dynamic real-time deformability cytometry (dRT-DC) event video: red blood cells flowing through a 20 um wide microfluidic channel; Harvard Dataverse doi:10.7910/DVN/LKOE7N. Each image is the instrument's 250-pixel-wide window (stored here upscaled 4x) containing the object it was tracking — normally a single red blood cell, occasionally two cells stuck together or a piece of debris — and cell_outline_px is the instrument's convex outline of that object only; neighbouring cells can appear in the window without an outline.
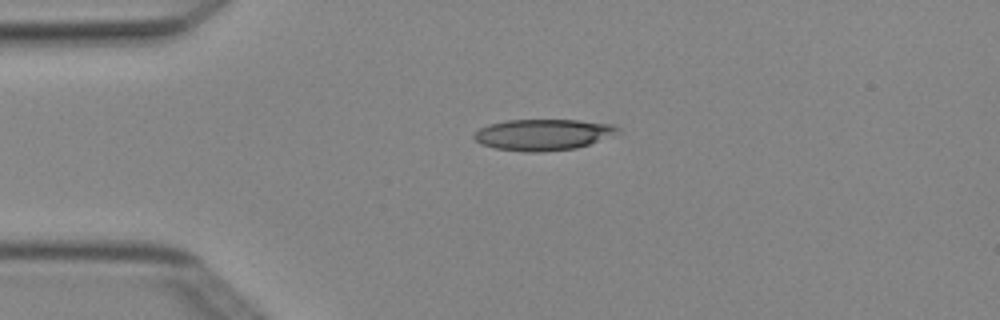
{"species": "Egyptian fruit bat (a non-hibernating species)", "species_latin": "Rousettus aegyptiacus", "temperature_condition": "cold", "stored_images_in_passage": 6, "camera_frame_rate_fps": 3000, "um_per_image_px": 0.085, "animal": {"sex": "female"}, "frame": {"image": 1, "passage_image": 1, "time_ms": 0.0, "image_size_px": [1000, 320], "cell_outline_px": [[620, 128], [588, 144], [576, 148], [540, 152], [524, 152], [496, 148], [480, 144], [472, 136], [480, 128], [488, 124], [508, 120], [580, 120], [616, 124]], "centroid_in_image_um": [46.07, 11.43], "position_along_channel_um": 38.9, "area_um2": 25.66}}
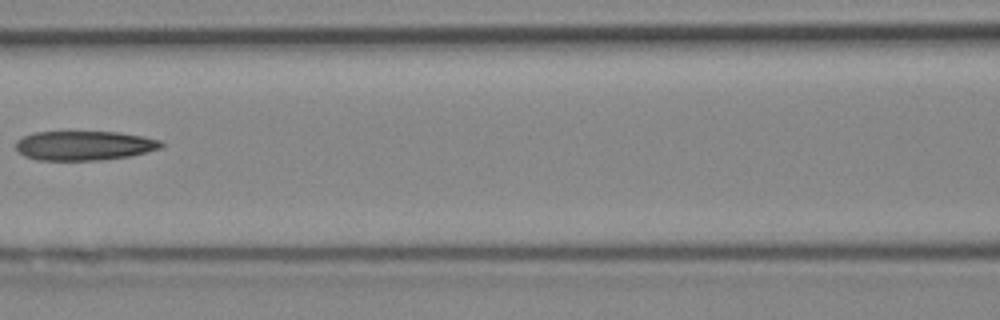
{"frame": {"image": 2, "passage_image": 4, "time_ms": 1.0, "image_size_px": [1000, 320], "cell_outline_px": [[164, 144], [160, 148], [148, 152], [132, 156], [100, 160], [36, 160], [24, 156], [16, 148], [16, 140], [32, 132], [120, 132], [144, 136], [160, 140]], "centroid_in_image_um": [7.18, 12.37], "position_along_channel_um": 159.4, "area_um2": 25.09}}
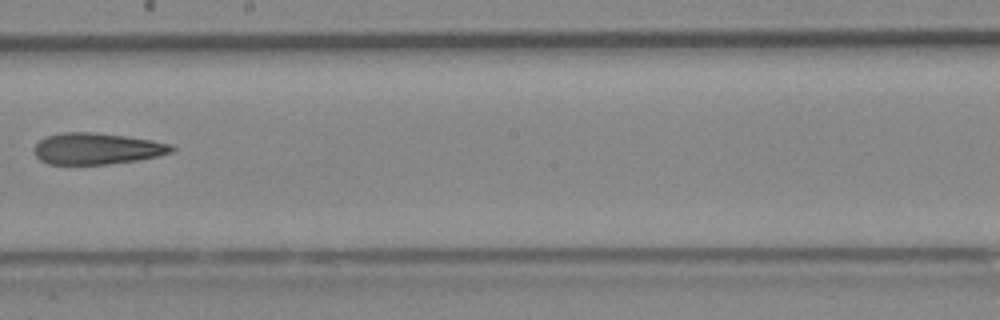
{"frame": {"image": 3, "passage_image": 6, "time_ms": 1.667, "image_size_px": [1000, 320], "cell_outline_px": [[176, 148], [172, 152], [156, 156], [136, 160], [108, 164], [48, 164], [40, 160], [36, 156], [36, 144], [40, 140], [48, 136], [64, 132], [92, 132], [124, 136], [152, 140], [172, 144]], "centroid_in_image_um": [8.26, 12.63], "position_along_channel_um": 239.9, "area_um2": 24.85}}